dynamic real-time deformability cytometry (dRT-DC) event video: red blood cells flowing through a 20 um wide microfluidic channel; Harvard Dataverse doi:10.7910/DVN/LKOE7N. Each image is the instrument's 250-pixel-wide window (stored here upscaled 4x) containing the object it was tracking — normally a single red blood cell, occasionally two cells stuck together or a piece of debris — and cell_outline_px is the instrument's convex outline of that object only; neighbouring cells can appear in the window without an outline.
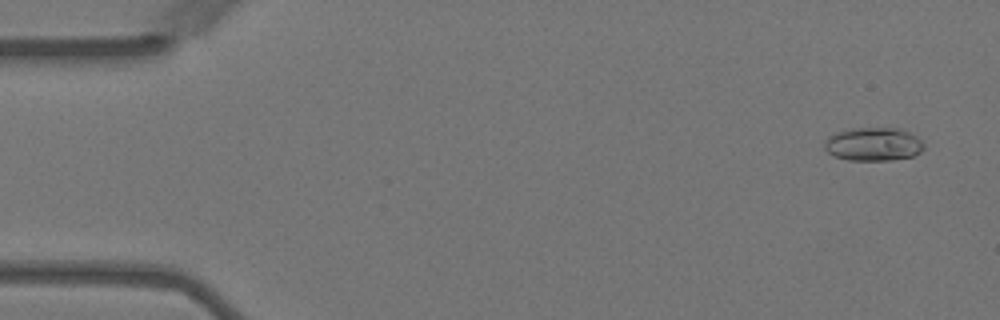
{"species": "Egyptian fruit bat (a non-hibernating species)", "species_latin": "Rousettus aegyptiacus", "temperature_condition": "warm", "stored_images_in_passage": 24, "camera_frame_rate_fps": 3000, "um_per_image_px": 0.085, "animal": {"sex": "female"}, "frame": {"image": 1, "passage_image": 3, "time_ms": 0.667, "image_size_px": [1000, 320], "cell_outline_px": [[924, 148], [920, 152], [912, 156], [892, 160], [848, 160], [836, 156], [828, 152], [824, 148], [824, 140], [828, 136], [836, 132], [852, 128], [900, 128], [916, 136], [924, 144]], "centroid_in_image_um": [74.22, 12.25], "position_along_channel_um": 10.8, "area_um2": 19.36}}
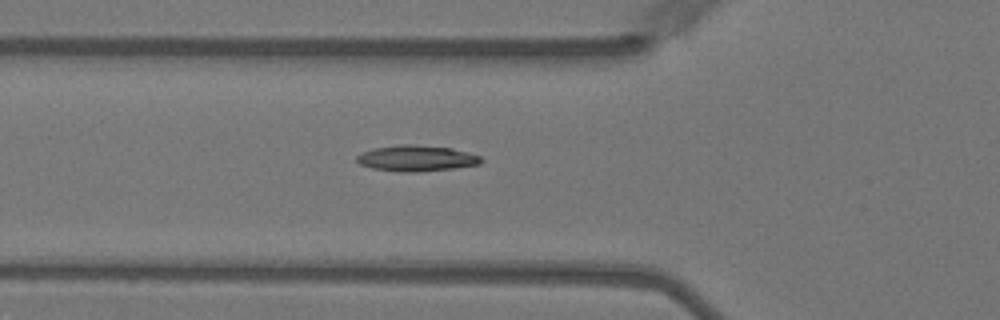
{"frame": {"image": 2, "passage_image": 20, "time_ms": 6.333, "image_size_px": [1000, 320], "cell_outline_px": [[484, 160], [480, 164], [452, 168], [416, 172], [400, 172], [372, 168], [360, 164], [356, 160], [356, 156], [372, 148], [400, 144], [412, 144], [452, 148], [468, 152], [480, 156]], "centroid_in_image_um": [35.4, 13.45], "position_along_channel_um": 90.4, "area_um2": 18.79}}
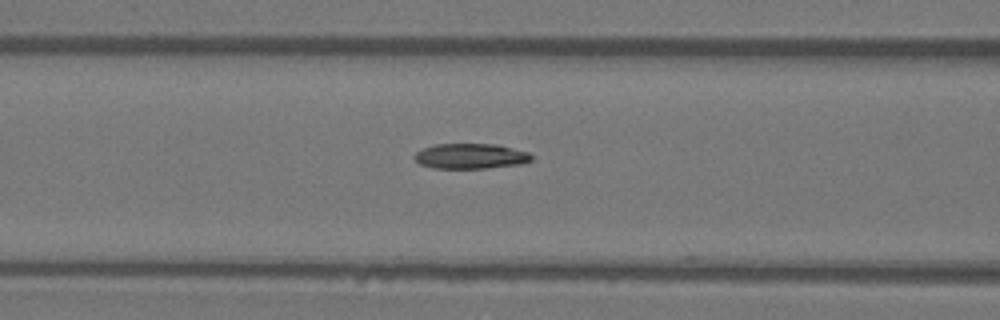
{"frame": {"image": 3, "passage_image": 23, "time_ms": 7.333, "image_size_px": [1000, 320], "cell_outline_px": [[532, 160], [524, 164], [484, 168], [432, 168], [420, 164], [412, 156], [416, 152], [432, 144], [496, 144], [528, 152], [532, 156]], "centroid_in_image_um": [39.99, 13.27], "position_along_channel_um": 126.6, "area_um2": 17.28}}